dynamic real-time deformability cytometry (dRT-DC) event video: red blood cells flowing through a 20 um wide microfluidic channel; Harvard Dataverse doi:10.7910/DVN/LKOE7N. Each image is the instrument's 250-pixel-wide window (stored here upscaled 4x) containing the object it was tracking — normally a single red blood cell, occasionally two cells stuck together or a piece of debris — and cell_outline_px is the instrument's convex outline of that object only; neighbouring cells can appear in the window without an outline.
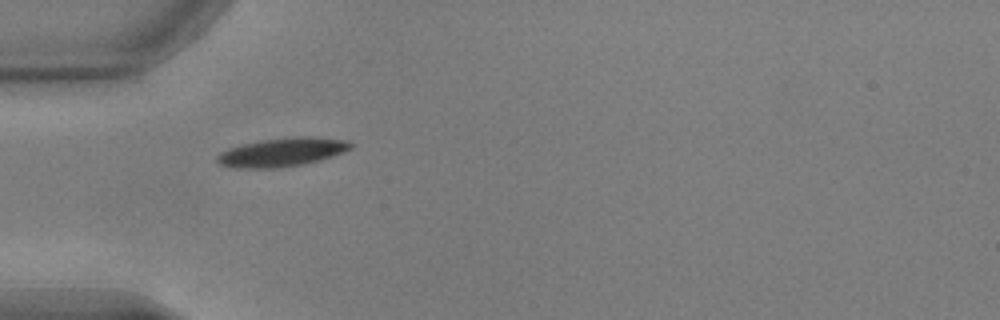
{"species": "common noctule bat (a hibernating species)", "species_latin": "Nyctalus noctula", "temperature_condition": "warm", "stored_images_in_passage": 37, "camera_frame_rate_fps": 3000, "um_per_image_px": 0.085, "animal": {"sex": "male", "body_mass_g": 17.9, "forearm_length_mm": 54.2}, "frame": {"image": 1, "passage_image": 1, "time_ms": 0.0, "image_size_px": [1000, 320], "cell_outline_px": [[352, 148], [344, 152], [320, 160], [304, 164], [276, 168], [236, 168], [220, 164], [216, 160], [216, 156], [220, 152], [228, 148], [260, 140], [296, 136], [308, 136], [348, 140], [352, 144]], "centroid_in_image_um": [23.98, 12.93], "position_along_channel_um": 61.0, "area_um2": 22.37}}
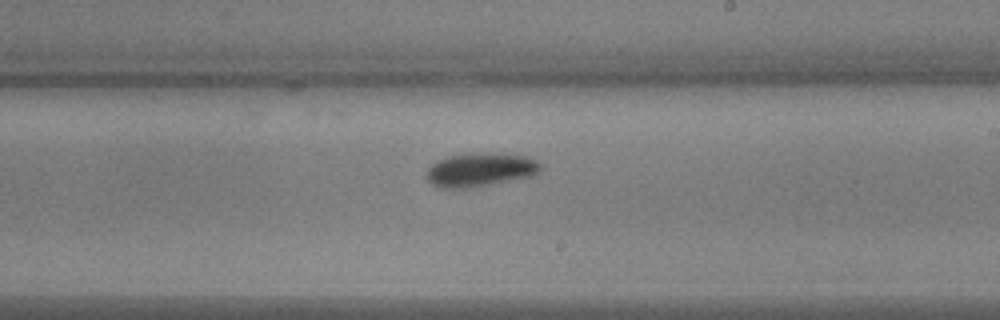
{"frame": {"image": 2, "passage_image": 16, "time_ms": 5.0, "image_size_px": [1000, 320], "cell_outline_px": [[540, 168], [532, 176], [472, 188], [440, 188], [432, 184], [428, 180], [428, 168], [432, 164], [448, 156], [468, 152], [504, 152], [528, 156], [536, 160], [540, 164]], "centroid_in_image_um": [40.85, 14.4], "position_along_channel_um": 248.2, "area_um2": 22.72}}
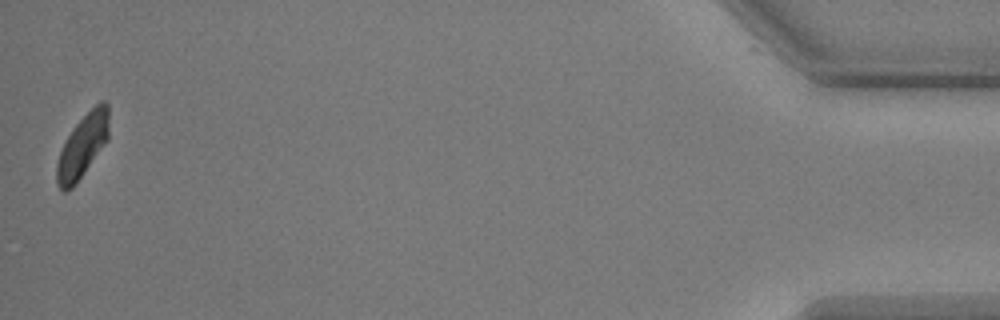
{"frame": {"image": 3, "passage_image": 37, "time_ms": 12.0, "image_size_px": [1000, 320], "cell_outline_px": [[108, 140], [76, 184], [72, 188], [64, 192], [56, 184], [56, 164], [60, 152], [72, 128], [100, 100], [104, 100], [108, 104]], "centroid_in_image_um": [7.01, 12.43], "position_along_channel_um": 428.2, "area_um2": 19.07}, "authors_computed_cell_mechanics": {"area_um2": 20.8658, "velocity_mm_per_s": 3.8087, "shape_relaxation_time_tau1_ms": 2.0063, "shape_relaxation_time_tau2_ms": null, "deformation_change_tau1": 0.0893, "deformation_change_tau2": null}}